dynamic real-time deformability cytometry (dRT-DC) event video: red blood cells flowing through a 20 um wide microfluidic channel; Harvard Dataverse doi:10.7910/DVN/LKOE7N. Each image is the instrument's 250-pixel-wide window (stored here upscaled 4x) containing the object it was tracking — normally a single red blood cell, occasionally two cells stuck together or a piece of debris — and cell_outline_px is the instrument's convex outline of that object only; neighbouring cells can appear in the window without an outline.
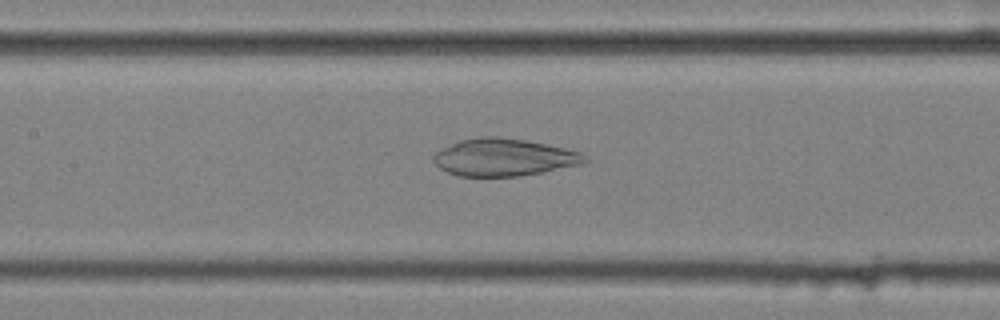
{"species": "common noctule bat (a hibernating species)", "species_latin": "Nyctalus noctula", "temperature_condition": "cold", "stored_images_in_passage": 55, "camera_frame_rate_fps": 3000, "um_per_image_px": 0.085, "animal": {"sex": "female", "body_mass_g": 25.1}, "frame": {"image": 1, "passage_image": 25, "time_ms": 8.0, "image_size_px": [1000, 320], "cell_outline_px": [[588, 160], [580, 164], [544, 172], [520, 176], [456, 176], [440, 168], [432, 160], [432, 156], [436, 152], [460, 140], [480, 136], [496, 136], [524, 140], [548, 144], [580, 152]], "centroid_in_image_um": [42.81, 13.37], "position_along_channel_um": 164.6, "area_um2": 32.77}}
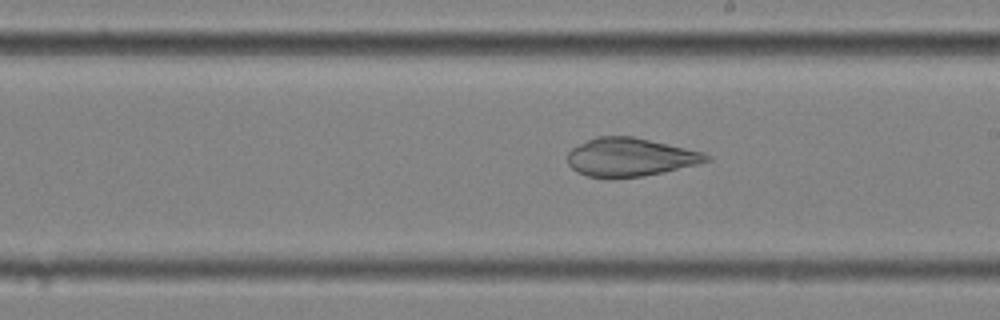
{"frame": {"image": 2, "passage_image": 31, "time_ms": 10.0, "image_size_px": [1000, 320], "cell_outline_px": [[712, 160], [664, 172], [644, 176], [588, 176], [576, 172], [568, 164], [568, 152], [572, 148], [596, 136], [632, 136], [704, 152], [712, 156]], "centroid_in_image_um": [53.59, 13.34], "position_along_channel_um": 235.4, "area_um2": 30.58}}
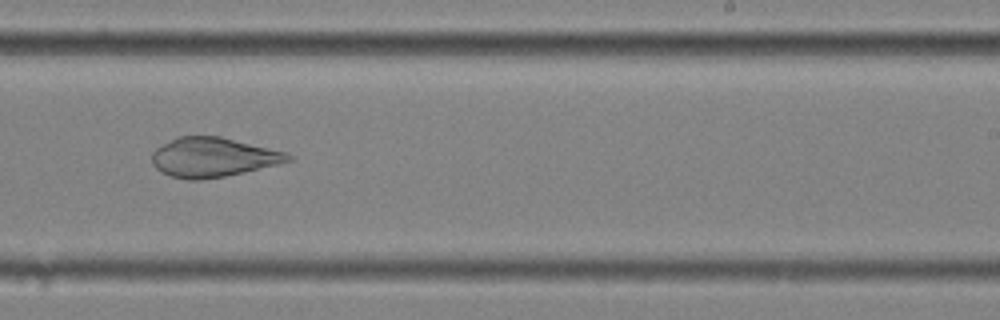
{"frame": {"image": 3, "passage_image": 34, "time_ms": 11.0, "image_size_px": [1000, 320], "cell_outline_px": [[292, 160], [244, 172], [224, 176], [200, 180], [188, 180], [172, 176], [160, 172], [152, 164], [152, 152], [156, 148], [180, 136], [220, 136], [284, 152], [292, 156]], "centroid_in_image_um": [18.06, 13.38], "position_along_channel_um": 270.9, "area_um2": 30.81}}